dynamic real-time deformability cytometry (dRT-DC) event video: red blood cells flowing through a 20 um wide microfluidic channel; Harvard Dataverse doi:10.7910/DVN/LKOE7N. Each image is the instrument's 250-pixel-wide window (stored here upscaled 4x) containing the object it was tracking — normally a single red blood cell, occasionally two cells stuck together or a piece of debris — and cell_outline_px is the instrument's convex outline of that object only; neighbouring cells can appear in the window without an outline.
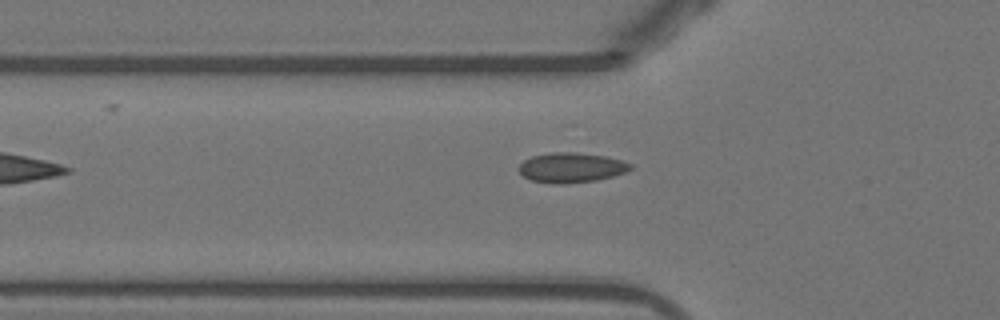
{"species": "Egyptian fruit bat (a non-hibernating species)", "species_latin": "Rousettus aegyptiacus", "temperature_condition": "warm", "stored_images_in_passage": 33, "camera_frame_rate_fps": 3000, "um_per_image_px": 0.085, "animal": {"sex": "female"}, "frame": {"image": 1, "passage_image": 3, "time_ms": 0.667, "image_size_px": [1000, 320], "cell_outline_px": [[632, 168], [624, 172], [612, 176], [596, 180], [564, 184], [552, 184], [532, 180], [524, 176], [516, 168], [524, 160], [532, 156], [552, 152], [576, 152], [604, 156], [620, 160], [632, 164]], "centroid_in_image_um": [48.52, 14.24], "position_along_channel_um": 77.3, "area_um2": 19.36}}
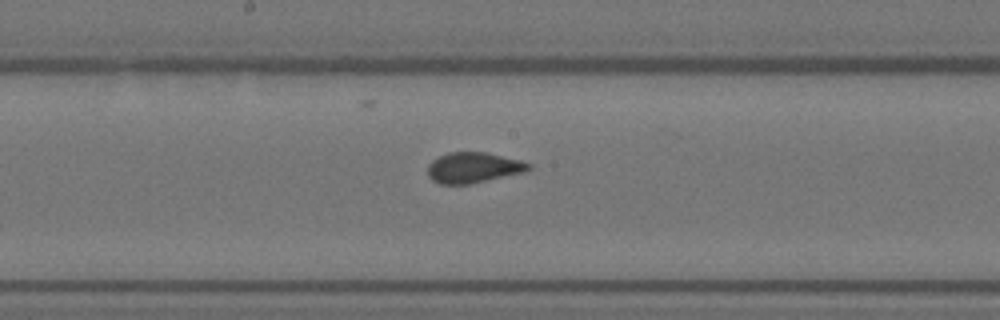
{"frame": {"image": 2, "passage_image": 13, "time_ms": 4.0, "image_size_px": [1000, 320], "cell_outline_px": [[532, 168], [524, 172], [468, 184], [440, 184], [432, 180], [428, 176], [428, 164], [432, 160], [448, 152], [488, 152], [520, 160], [532, 164]], "centroid_in_image_um": [40.23, 14.24], "position_along_channel_um": 208.0, "area_um2": 17.98}}
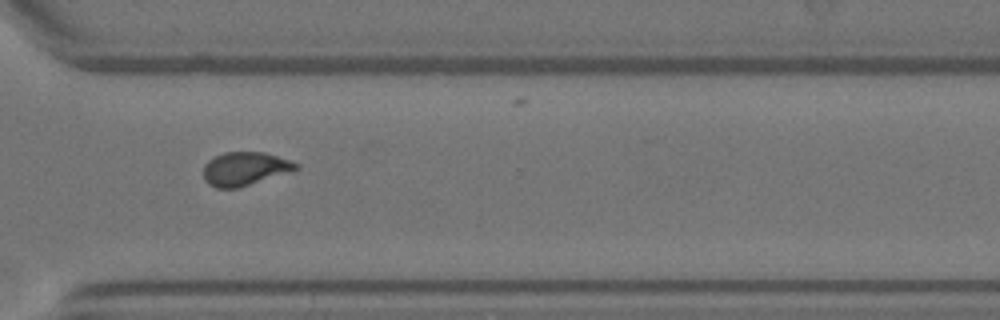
{"frame": {"image": 3, "passage_image": 24, "time_ms": 7.667, "image_size_px": [1000, 320], "cell_outline_px": [[300, 168], [292, 172], [240, 188], [216, 188], [208, 184], [204, 180], [204, 164], [208, 160], [224, 152], [264, 152], [300, 164]], "centroid_in_image_um": [20.83, 14.36], "position_along_channel_um": 349.8, "area_um2": 18.32}}